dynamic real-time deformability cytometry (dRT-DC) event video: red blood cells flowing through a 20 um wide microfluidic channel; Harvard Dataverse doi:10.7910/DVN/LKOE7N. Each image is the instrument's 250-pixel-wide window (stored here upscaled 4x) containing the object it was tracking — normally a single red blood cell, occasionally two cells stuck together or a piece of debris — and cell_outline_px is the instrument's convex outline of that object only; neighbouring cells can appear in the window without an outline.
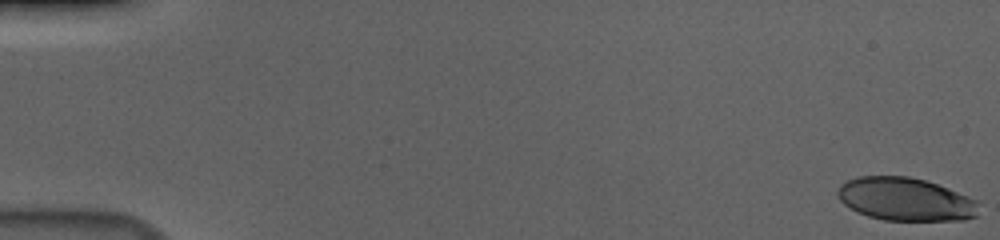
{"species": "human", "species_latin": "Homo sapiens", "temperature_condition": "cold", "stored_images_in_passage": 57, "camera_frame_rate_fps": 3000, "um_per_image_px": 0.085, "donor": {"sex": "male"}, "frame": {"image": 1, "passage_image": 1, "time_ms": 0.0, "image_size_px": [1000, 240], "cell_outline_px": [[976, 216], [964, 220], [884, 220], [868, 216], [856, 212], [844, 204], [836, 196], [836, 192], [840, 184], [856, 176], [908, 176], [924, 180], [948, 188], [976, 200]], "centroid_in_image_um": [76.89, 16.93], "position_along_channel_um": 8.1, "area_um2": 35.32}}
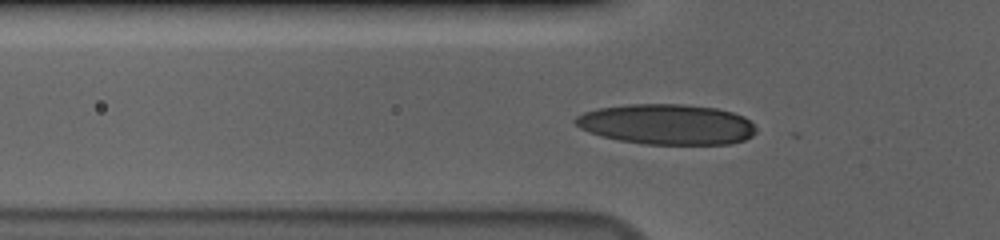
{"frame": {"image": 2, "passage_image": 20, "time_ms": 6.333, "image_size_px": [1000, 240], "cell_outline_px": [[756, 132], [752, 136], [744, 140], [732, 144], [644, 144], [620, 140], [600, 136], [588, 132], [580, 128], [572, 120], [576, 116], [584, 112], [596, 108], [628, 104], [680, 104], [716, 108], [732, 112], [744, 116], [756, 128]], "centroid_in_image_um": [56.65, 10.57], "position_along_channel_um": 69.1, "area_um2": 42.71}}
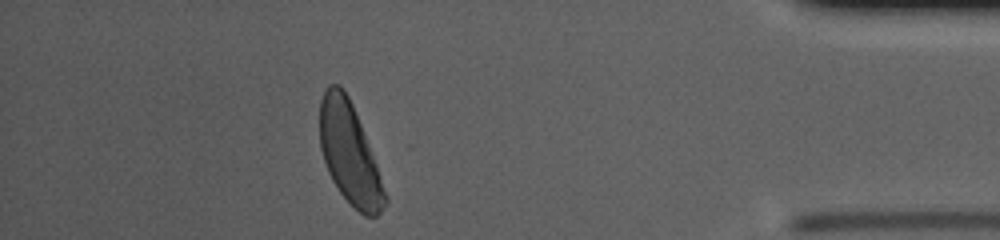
{"frame": {"image": 3, "passage_image": 51, "time_ms": 16.667, "image_size_px": [1000, 240], "cell_outline_px": [[388, 200], [380, 212], [376, 216], [364, 216], [340, 192], [332, 180], [328, 172], [320, 148], [320, 100], [328, 84], [340, 84], [348, 96], [352, 104], [360, 124], [372, 156]], "centroid_in_image_um": [29.67, 13.02], "position_along_channel_um": 405.5, "area_um2": 37.28}, "authors_computed_cell_mechanics": {"area_um2": 39.5352, "velocity_mm_per_s": 3.6746, "shape_relaxation_time_tau1_ms": 4.729, "shape_relaxation_time_tau2_ms": 0.9457, "deformation_change_tau1": 0.1821, "deformation_change_tau2": 0.0571}}